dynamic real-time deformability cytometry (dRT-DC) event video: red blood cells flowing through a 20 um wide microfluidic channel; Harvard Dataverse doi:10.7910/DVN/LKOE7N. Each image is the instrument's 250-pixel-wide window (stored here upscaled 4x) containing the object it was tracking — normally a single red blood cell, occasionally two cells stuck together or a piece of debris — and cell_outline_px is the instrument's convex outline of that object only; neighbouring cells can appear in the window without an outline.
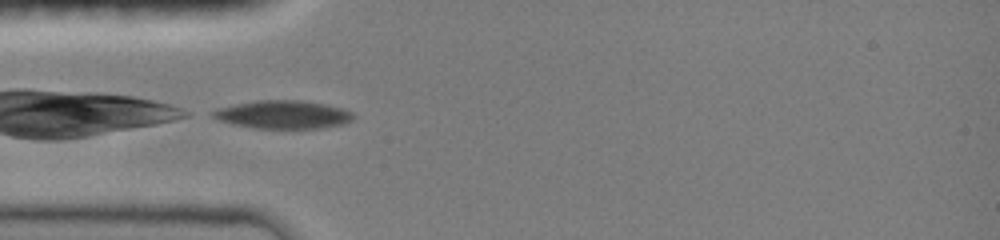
{"species": "common noctule bat (a hibernating species)", "species_latin": "Nyctalus noctula", "temperature_condition": "room temperature", "stored_images_in_passage": 6, "camera_frame_rate_fps": 3000, "um_per_image_px": 0.085, "animal": {"sex": "female", "body_mass_g": 19.0, "forearm_length_mm": 51.5}, "frame": {"image": 1, "passage_image": 1, "time_ms": 0.0, "image_size_px": [1000, 240], "cell_outline_px": [[356, 116], [352, 120], [344, 124], [320, 128], [252, 128], [232, 124], [220, 120], [212, 116], [208, 112], [216, 108], [256, 100], [300, 100], [324, 104], [344, 108], [352, 112]], "centroid_in_image_um": [24.05, 9.73], "position_along_channel_um": 60.9, "area_um2": 23.24}}
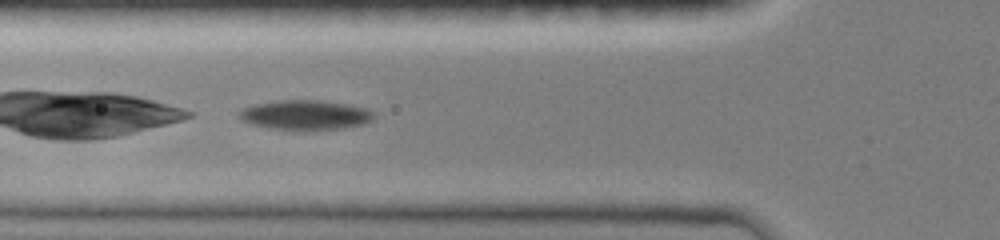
{"frame": {"image": 2, "passage_image": 3, "time_ms": 0.667, "image_size_px": [1000, 240], "cell_outline_px": [[376, 116], [372, 120], [364, 124], [340, 128], [308, 132], [268, 128], [248, 124], [240, 120], [236, 116], [236, 112], [252, 104], [280, 100], [320, 100], [348, 104], [364, 108], [372, 112]], "centroid_in_image_um": [25.87, 9.8], "position_along_channel_um": 99.9, "area_um2": 24.04}}
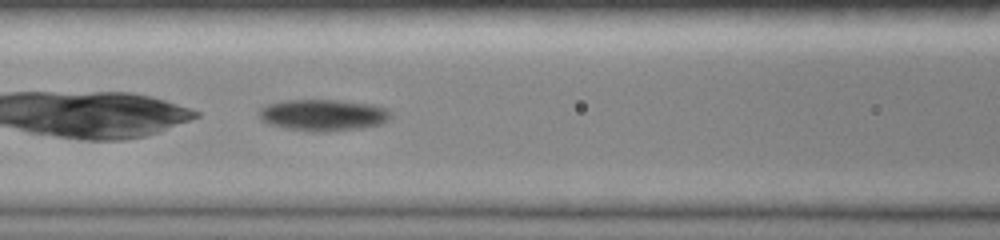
{"frame": {"image": 3, "passage_image": 6, "time_ms": 1.667, "image_size_px": [1000, 240], "cell_outline_px": [[392, 112], [388, 120], [380, 124], [360, 128], [324, 132], [312, 132], [288, 128], [268, 124], [260, 120], [260, 108], [264, 104], [284, 100], [336, 100], [372, 104], [384, 108]], "centroid_in_image_um": [27.43, 9.78], "position_along_channel_um": 139.2, "area_um2": 24.22}}